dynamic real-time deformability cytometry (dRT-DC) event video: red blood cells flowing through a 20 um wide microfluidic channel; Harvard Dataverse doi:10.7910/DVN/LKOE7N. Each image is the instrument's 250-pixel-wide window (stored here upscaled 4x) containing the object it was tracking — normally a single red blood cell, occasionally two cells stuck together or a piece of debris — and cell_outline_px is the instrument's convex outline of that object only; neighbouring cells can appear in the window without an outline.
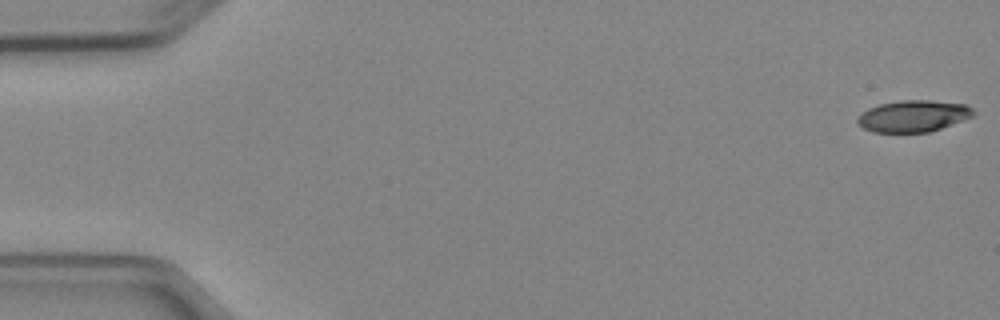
{"species": "Egyptian fruit bat (a non-hibernating species)", "species_latin": "Rousettus aegyptiacus", "temperature_condition": "cold", "stored_images_in_passage": 5, "camera_frame_rate_fps": 3000, "um_per_image_px": 0.085, "animal": {"sex": "female"}, "frame": {"image": 1, "passage_image": 1, "time_ms": 0.0, "image_size_px": [1000, 320], "cell_outline_px": [[976, 112], [972, 116], [940, 128], [928, 132], [872, 132], [864, 128], [856, 120], [856, 116], [860, 112], [868, 108], [880, 104], [900, 100], [928, 100], [964, 104], [972, 108]], "centroid_in_image_um": [77.58, 9.86], "position_along_channel_um": 7.4, "area_um2": 21.21}}
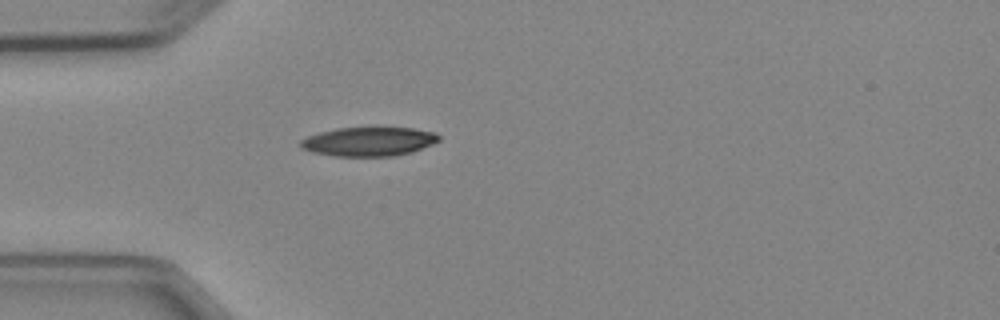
{"frame": {"image": 2, "passage_image": 5, "time_ms": 4.667, "image_size_px": [1000, 320], "cell_outline_px": [[440, 140], [432, 144], [412, 152], [392, 156], [336, 156], [312, 152], [300, 148], [300, 140], [308, 136], [320, 132], [336, 128], [372, 124], [376, 124], [412, 128], [436, 132], [440, 136]], "centroid_in_image_um": [31.37, 11.97], "position_along_channel_um": 53.6, "area_um2": 24.51}}